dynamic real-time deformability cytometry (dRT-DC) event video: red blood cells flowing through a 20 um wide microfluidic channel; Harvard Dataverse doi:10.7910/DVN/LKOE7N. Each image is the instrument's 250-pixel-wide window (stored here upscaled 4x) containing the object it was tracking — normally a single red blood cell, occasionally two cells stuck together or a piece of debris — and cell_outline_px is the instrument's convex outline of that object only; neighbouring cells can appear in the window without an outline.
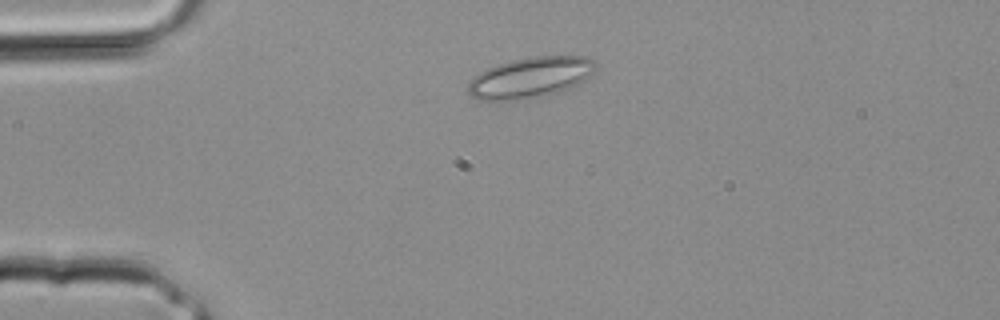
{"species": "common noctule bat (a hibernating species)", "species_latin": "Nyctalus noctula", "temperature_condition": "room temperature", "stored_images_in_passage": 26, "camera_frame_rate_fps": 3000, "um_per_image_px": 0.085, "animal": {"sex": "male", "body_mass_g": 20.4}, "frame": {"image": 1, "passage_image": 1, "time_ms": 0.0, "image_size_px": [1000, 320], "cell_outline_px": [[596, 68], [588, 76], [576, 84], [560, 92], [544, 96], [520, 100], [480, 100], [472, 96], [468, 92], [468, 84], [480, 72], [488, 68], [512, 60], [532, 56], [588, 56], [596, 64]], "centroid_in_image_um": [45.09, 6.59], "position_along_channel_um": 39.9, "area_um2": 30.0}}
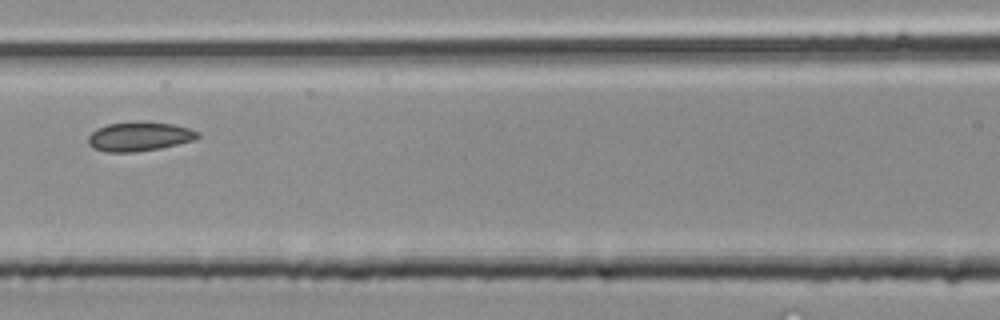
{"frame": {"image": 2, "passage_image": 8, "time_ms": 2.333, "image_size_px": [1000, 320], "cell_outline_px": [[200, 136], [196, 140], [160, 148], [136, 152], [104, 152], [92, 148], [88, 144], [88, 136], [96, 128], [108, 124], [172, 124], [188, 128], [200, 132]], "centroid_in_image_um": [11.83, 11.65], "position_along_channel_um": 154.8, "area_um2": 18.09}}
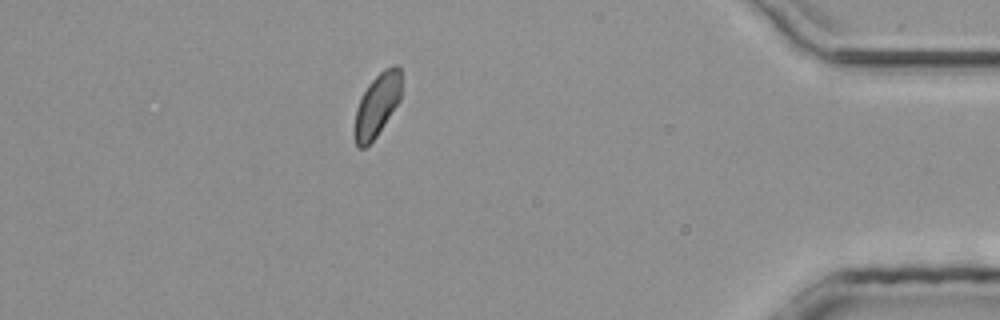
{"frame": {"image": 3, "passage_image": 22, "time_ms": 7.0, "image_size_px": [1000, 320], "cell_outline_px": [[400, 100], [376, 136], [364, 148], [356, 148], [356, 108], [368, 84], [384, 68], [392, 64], [400, 64]], "centroid_in_image_um": [32.08, 8.87], "position_along_channel_um": 403.1, "area_um2": 16.7}}